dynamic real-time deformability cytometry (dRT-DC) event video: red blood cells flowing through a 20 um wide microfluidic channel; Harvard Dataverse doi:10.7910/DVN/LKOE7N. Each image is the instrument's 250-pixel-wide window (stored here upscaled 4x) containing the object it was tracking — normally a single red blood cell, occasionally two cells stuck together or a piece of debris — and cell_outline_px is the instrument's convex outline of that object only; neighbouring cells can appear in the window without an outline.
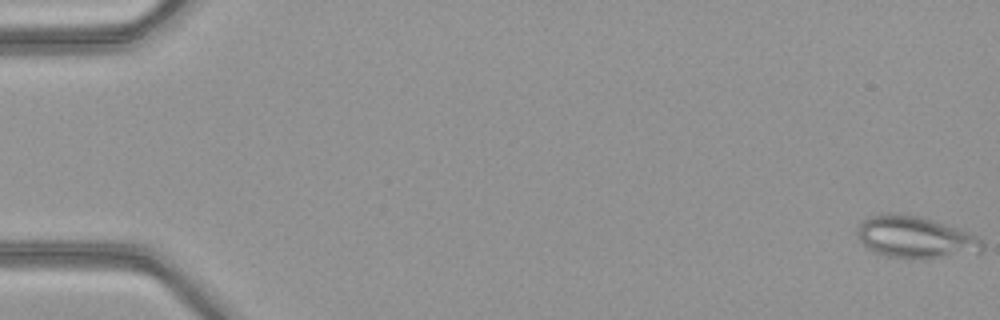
{"species": "common noctule bat (a hibernating species)", "species_latin": "Nyctalus noctula", "temperature_condition": "warm", "stored_images_in_passage": 51, "camera_frame_rate_fps": 3000, "um_per_image_px": 0.085, "animal": {"sex": "female", "body_mass_g": 21.9}, "frame": {"image": 1, "passage_image": 1, "time_ms": 0.0, "image_size_px": [1000, 320], "cell_outline_px": [[984, 248], [980, 252], [924, 260], [888, 256], [876, 252], [868, 248], [856, 236], [856, 232], [860, 224], [868, 216], [880, 212], [908, 212], [968, 232], [976, 236], [984, 244]], "centroid_in_image_um": [77.77, 20.15], "position_along_channel_um": 7.2, "area_um2": 30.98}}
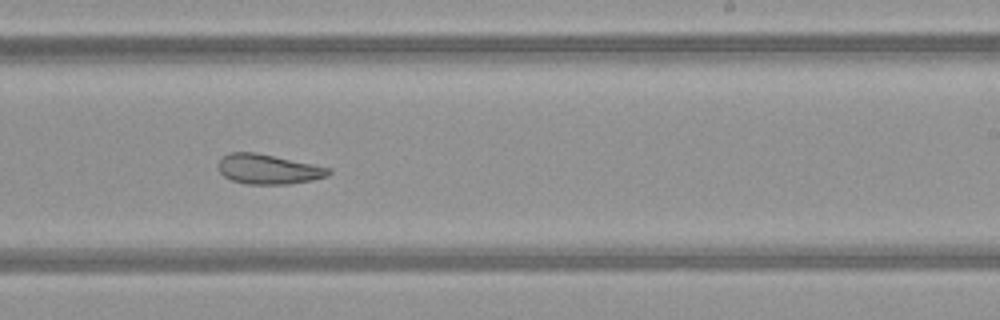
{"frame": {"image": 2, "passage_image": 32, "time_ms": 10.333, "image_size_px": [1000, 320], "cell_outline_px": [[332, 172], [328, 176], [312, 180], [288, 184], [244, 184], [232, 180], [224, 176], [220, 172], [216, 164], [228, 152], [256, 152], [332, 168]], "centroid_in_image_um": [22.8, 14.38], "position_along_channel_um": 266.2, "area_um2": 19.31}}
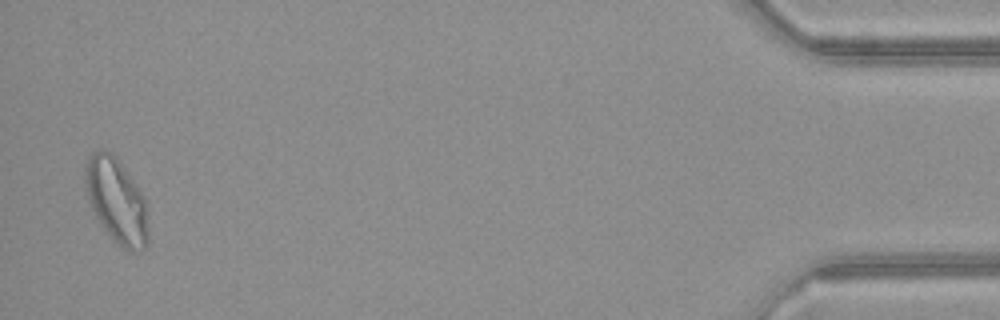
{"frame": {"image": 3, "passage_image": 50, "time_ms": 16.333, "image_size_px": [1000, 320], "cell_outline_px": [[148, 244], [140, 252], [128, 252], [112, 240], [96, 216], [88, 200], [84, 180], [84, 168], [88, 152], [100, 148], [112, 152], [116, 156], [136, 184], [144, 196], [148, 204]], "centroid_in_image_um": [9.91, 17.04], "position_along_channel_um": 425.3, "area_um2": 32.08}, "authors_computed_cell_mechanics": {"area_um2": 26.01, "velocity_mm_per_s": 4.1142, "shape_relaxation_time_tau1_ms": null, "shape_relaxation_time_tau2_ms": 5.6421, "deformation_change_tau1": null, "deformation_change_tau2": 0.1532}}